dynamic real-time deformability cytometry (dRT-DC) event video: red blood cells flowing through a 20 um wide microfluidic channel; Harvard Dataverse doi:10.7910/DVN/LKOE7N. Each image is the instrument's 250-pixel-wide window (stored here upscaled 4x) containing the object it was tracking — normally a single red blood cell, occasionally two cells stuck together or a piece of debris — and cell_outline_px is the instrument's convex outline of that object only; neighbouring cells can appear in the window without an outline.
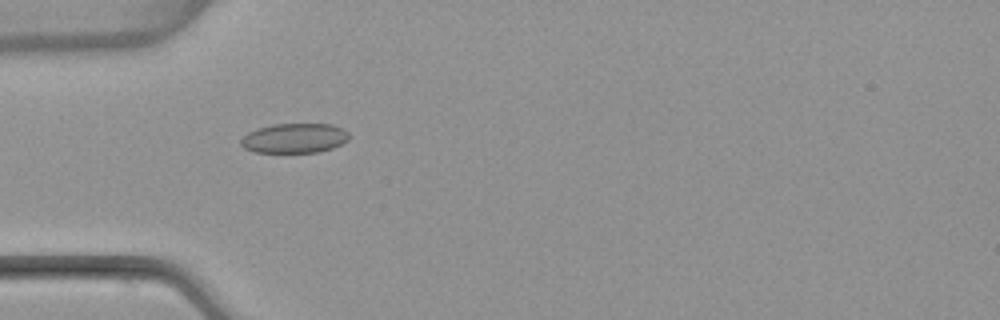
{"species": "common noctule bat (a hibernating species)", "species_latin": "Nyctalus noctula", "temperature_condition": "warm", "stored_images_in_passage": 5, "camera_frame_rate_fps": 3000, "um_per_image_px": 0.085, "animal": {"sex": "female", "body_mass_g": 22.7, "forearm_length_mm": 54.2}, "frame": {"image": 1, "passage_image": 5, "time_ms": 5.0, "image_size_px": [1000, 320], "cell_outline_px": [[348, 140], [332, 148], [316, 152], [256, 152], [244, 148], [240, 144], [240, 140], [248, 132], [256, 128], [272, 124], [332, 124], [344, 128], [348, 132]], "centroid_in_image_um": [25.02, 11.73], "position_along_channel_um": 60.0, "area_um2": 18.73}}